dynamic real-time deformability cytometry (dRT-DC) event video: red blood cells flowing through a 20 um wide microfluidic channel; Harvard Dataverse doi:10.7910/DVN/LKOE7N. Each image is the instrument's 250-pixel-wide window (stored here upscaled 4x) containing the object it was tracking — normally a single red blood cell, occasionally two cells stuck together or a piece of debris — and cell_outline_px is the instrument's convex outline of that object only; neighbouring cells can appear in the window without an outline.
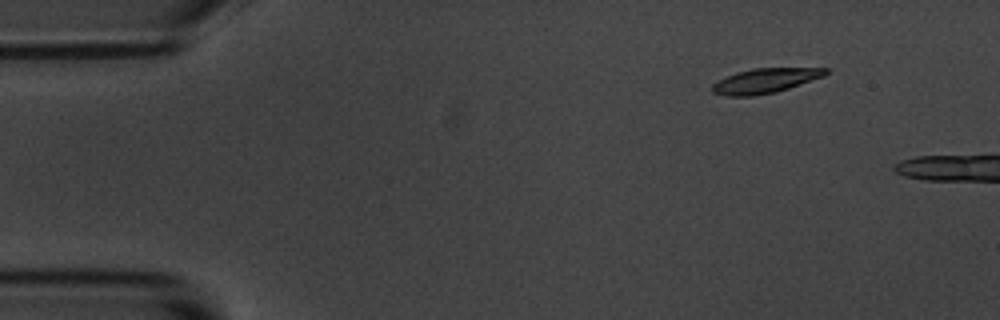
{"species": "common noctule bat (a hibernating species)", "species_latin": "Nyctalus noctula", "temperature_condition": "room temperature", "stored_images_in_passage": 2, "camera_frame_rate_fps": 3000, "um_per_image_px": 0.085, "animal": {"sex": "male", "body_mass_g": 20.1, "forearm_length_mm": 53.5}, "frame": {"image": 1, "passage_image": 2, "time_ms": 2.0, "image_size_px": [1000, 320], "cell_outline_px": [[828, 72], [824, 76], [776, 92], [752, 96], [724, 96], [712, 92], [712, 84], [736, 72], [752, 68], [828, 68]], "centroid_in_image_um": [65.02, 6.86], "position_along_channel_um": 20.0, "area_um2": 16.18}}